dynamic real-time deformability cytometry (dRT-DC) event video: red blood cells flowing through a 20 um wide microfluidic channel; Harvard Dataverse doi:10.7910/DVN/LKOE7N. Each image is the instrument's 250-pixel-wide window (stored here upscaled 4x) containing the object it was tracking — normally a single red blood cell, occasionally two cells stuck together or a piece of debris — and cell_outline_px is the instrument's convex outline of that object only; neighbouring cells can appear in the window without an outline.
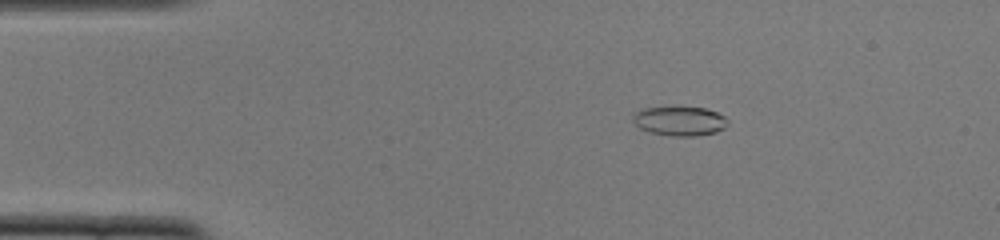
{"species": "common noctule bat (a hibernating species)", "species_latin": "Nyctalus noctula", "temperature_condition": "cold", "stored_images_in_passage": 49, "camera_frame_rate_fps": 3000, "um_per_image_px": 0.085, "animal": {"sex": "female", "body_mass_g": 22.0, "forearm_length_mm": 56.7}, "frame": {"image": 1, "passage_image": 7, "time_ms": 2.0, "image_size_px": [1000, 240], "cell_outline_px": [[728, 124], [724, 128], [716, 132], [696, 136], [672, 136], [648, 132], [640, 128], [632, 120], [632, 116], [640, 108], [704, 108], [716, 112], [724, 116], [728, 120]], "centroid_in_image_um": [57.77, 10.3], "position_along_channel_um": 27.2, "area_um2": 16.07}}
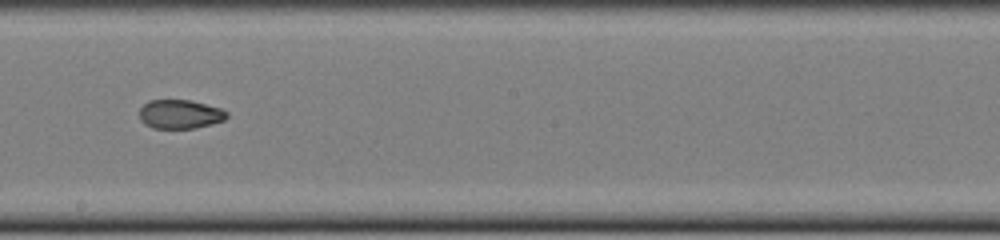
{"frame": {"image": 2, "passage_image": 27, "time_ms": 8.667, "image_size_px": [1000, 240], "cell_outline_px": [[228, 116], [224, 120], [212, 124], [196, 128], [152, 128], [144, 124], [140, 120], [140, 108], [148, 100], [192, 100], [220, 108], [228, 112]], "centroid_in_image_um": [15.3, 9.7], "position_along_channel_um": 232.9, "area_um2": 14.85}}
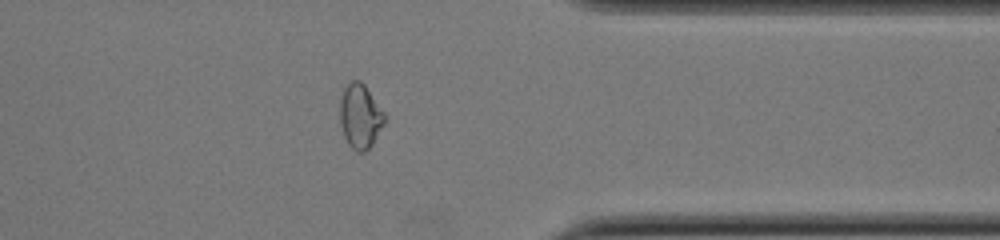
{"frame": {"image": 3, "passage_image": 39, "time_ms": 12.667, "image_size_px": [1000, 240], "cell_outline_px": [[384, 124], [372, 144], [364, 152], [356, 152], [348, 144], [344, 136], [340, 124], [340, 100], [344, 88], [352, 80], [360, 80], [364, 84], [384, 112]], "centroid_in_image_um": [30.6, 9.88], "position_along_channel_um": 380.8, "area_um2": 16.59}, "authors_computed_cell_mechanics": {"area_um2": 16.3574, "velocity_mm_per_s": 3.9289, "shape_relaxation_time_tau1_ms": null, "shape_relaxation_time_tau2_ms": 1.6554, "deformation_change_tau1": null, "deformation_change_tau2": 0.0593}}